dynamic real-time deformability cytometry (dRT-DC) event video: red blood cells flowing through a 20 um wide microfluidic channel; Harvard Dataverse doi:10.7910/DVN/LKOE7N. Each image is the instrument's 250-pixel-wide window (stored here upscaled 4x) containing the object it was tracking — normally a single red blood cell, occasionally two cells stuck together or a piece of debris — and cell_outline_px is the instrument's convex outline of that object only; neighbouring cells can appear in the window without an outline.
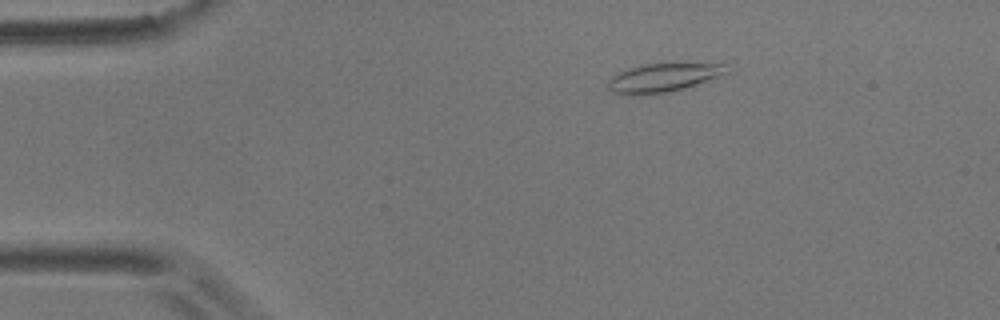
{"species": "common noctule bat (a hibernating species)", "species_latin": "Nyctalus noctula", "temperature_condition": "room temperature", "stored_images_in_passage": 3, "camera_frame_rate_fps": 3000, "um_per_image_px": 0.085, "animal": {"sex": "male", "body_mass_g": 17.9}, "frame": {"image": 1, "passage_image": 1, "time_ms": 0.0, "image_size_px": [1000, 320], "cell_outline_px": [[732, 72], [684, 88], [668, 92], [640, 96], [624, 96], [612, 92], [604, 84], [608, 76], [616, 72], [628, 68], [644, 64], [728, 64]], "centroid_in_image_um": [56.27, 6.63], "position_along_channel_um": 28.7, "area_um2": 20.4}}